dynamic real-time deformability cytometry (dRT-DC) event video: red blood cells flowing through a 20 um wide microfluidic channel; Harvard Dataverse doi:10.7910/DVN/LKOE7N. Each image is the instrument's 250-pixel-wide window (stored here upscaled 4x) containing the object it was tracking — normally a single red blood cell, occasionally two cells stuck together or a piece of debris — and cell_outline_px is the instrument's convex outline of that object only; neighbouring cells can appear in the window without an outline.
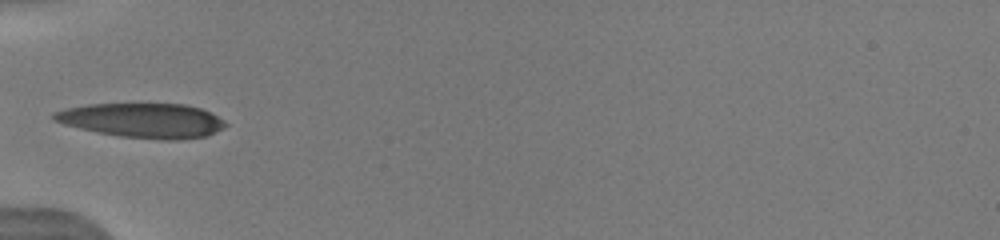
{"species": "human", "species_latin": "Homo sapiens", "temperature_condition": "warm", "stored_images_in_passage": 5, "camera_frame_rate_fps": 3000, "um_per_image_px": 0.085, "donor": {"sex": "male"}, "frame": {"image": 1, "passage_image": 1, "time_ms": 0.0, "image_size_px": [1000, 240], "cell_outline_px": [[228, 124], [224, 128], [208, 136], [176, 140], [160, 140], [120, 136], [80, 128], [64, 124], [52, 120], [52, 112], [68, 108], [88, 104], [184, 104], [200, 108], [224, 120]], "centroid_in_image_um": [12.14, 10.24], "position_along_channel_um": 72.9, "area_um2": 34.45}}